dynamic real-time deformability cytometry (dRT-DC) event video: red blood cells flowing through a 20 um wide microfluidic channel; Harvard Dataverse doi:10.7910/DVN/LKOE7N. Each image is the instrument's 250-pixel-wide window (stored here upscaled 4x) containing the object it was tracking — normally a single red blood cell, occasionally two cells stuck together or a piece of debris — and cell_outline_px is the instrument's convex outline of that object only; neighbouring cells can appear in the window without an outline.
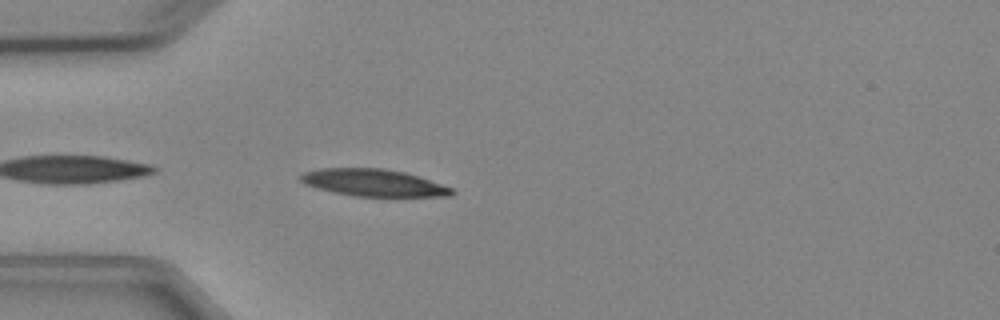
{"species": "Egyptian fruit bat (a non-hibernating species)", "species_latin": "Rousettus aegyptiacus", "temperature_condition": "cold", "stored_images_in_passage": 4, "camera_frame_rate_fps": 3000, "um_per_image_px": 0.085, "animal": {"sex": "female"}, "frame": {"image": 1, "passage_image": 4, "time_ms": 3.333, "image_size_px": [1000, 320], "cell_outline_px": [[456, 192], [452, 196], [356, 196], [332, 192], [316, 188], [304, 184], [300, 180], [300, 176], [304, 172], [320, 168], [384, 168], [404, 172], [452, 188]], "centroid_in_image_um": [31.71, 15.53], "position_along_channel_um": 53.3, "area_um2": 23.7}}